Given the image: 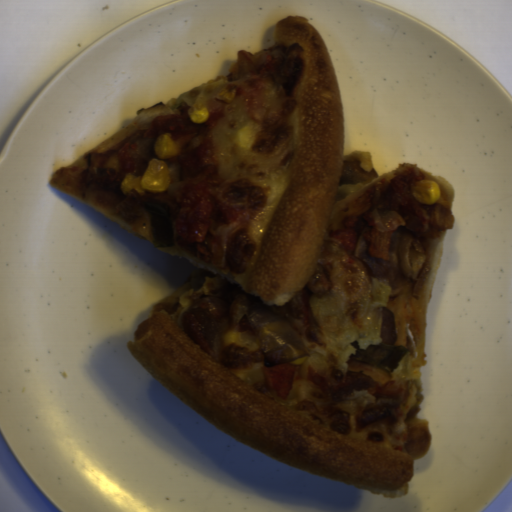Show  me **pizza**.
<instances>
[{
  "label": "pizza",
  "instance_id": "dd6c1bee",
  "mask_svg": "<svg viewBox=\"0 0 512 512\" xmlns=\"http://www.w3.org/2000/svg\"><path fill=\"white\" fill-rule=\"evenodd\" d=\"M210 114L195 125L187 110ZM168 133V191L128 197ZM441 191L419 204L411 184ZM48 185L196 269L126 343L232 440L307 473L406 497L431 447L420 418L428 310L455 188L420 165L346 155L326 40L307 17L238 51L229 74L141 108Z\"/></svg>",
  "mask_w": 512,
  "mask_h": 512
}]
</instances>
